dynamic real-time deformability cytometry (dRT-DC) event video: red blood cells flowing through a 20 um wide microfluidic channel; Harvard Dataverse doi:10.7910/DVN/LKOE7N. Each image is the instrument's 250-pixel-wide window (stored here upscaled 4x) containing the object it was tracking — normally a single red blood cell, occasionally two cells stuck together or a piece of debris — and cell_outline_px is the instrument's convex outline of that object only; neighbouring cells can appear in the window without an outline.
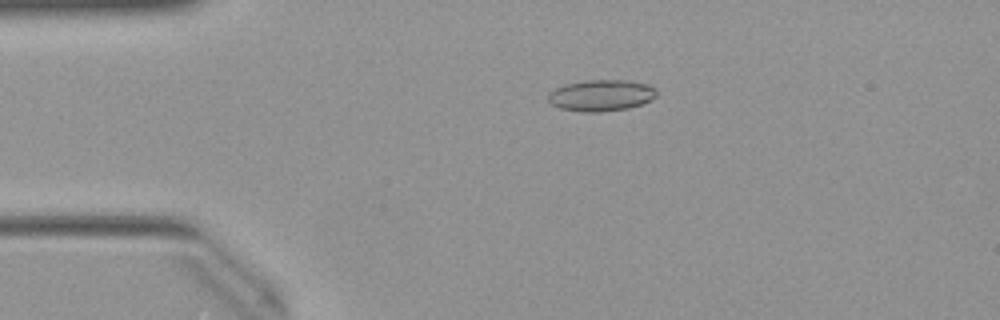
{"species": "Egyptian fruit bat (a non-hibernating species)", "species_latin": "Rousettus aegyptiacus", "temperature_condition": "warm", "stored_images_in_passage": 19, "camera_frame_rate_fps": 3000, "um_per_image_px": 0.085, "animal": {"sex": "female"}, "frame": {"image": 1, "passage_image": 11, "time_ms": 3.333, "image_size_px": [1000, 320], "cell_outline_px": [[656, 96], [652, 100], [628, 108], [600, 112], [580, 112], [560, 108], [552, 104], [548, 100], [548, 92], [564, 84], [584, 80], [628, 80], [648, 84], [656, 88]], "centroid_in_image_um": [51.09, 8.1], "position_along_channel_um": 33.9, "area_um2": 20.0}}
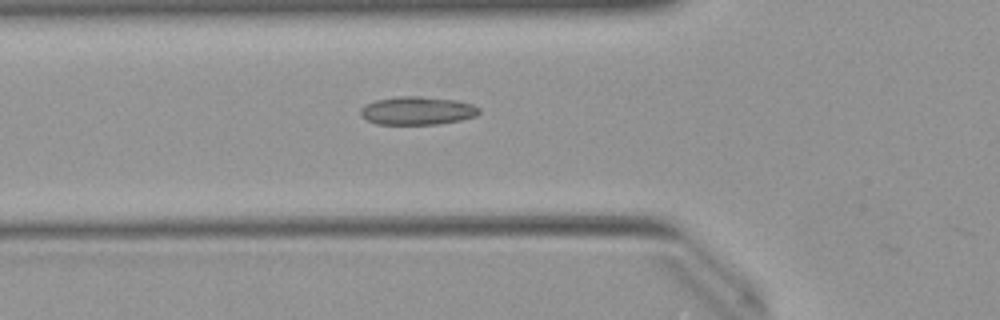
{"frame": {"image": 2, "passage_image": 18, "time_ms": 5.667, "image_size_px": [1000, 320], "cell_outline_px": [[480, 112], [476, 116], [460, 120], [440, 124], [376, 124], [360, 116], [360, 108], [364, 104], [376, 100], [396, 96], [420, 96], [456, 100], [472, 104], [480, 108]], "centroid_in_image_um": [35.45, 9.4], "position_along_channel_um": 90.3, "area_um2": 19.65}}